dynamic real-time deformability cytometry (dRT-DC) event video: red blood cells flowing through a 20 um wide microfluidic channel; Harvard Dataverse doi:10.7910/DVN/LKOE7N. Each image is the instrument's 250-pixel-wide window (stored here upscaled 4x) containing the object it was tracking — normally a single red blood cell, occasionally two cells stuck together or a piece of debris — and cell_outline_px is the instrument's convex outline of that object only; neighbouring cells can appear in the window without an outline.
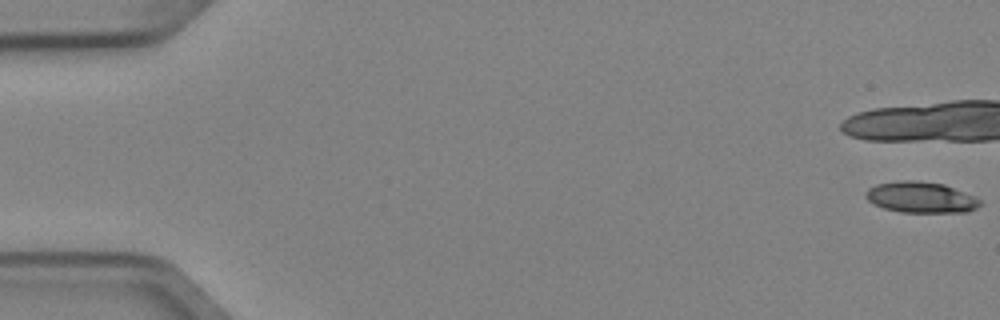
{"species": "Egyptian fruit bat (a non-hibernating species)", "species_latin": "Rousettus aegyptiacus", "temperature_condition": "cold", "stored_images_in_passage": 6, "camera_frame_rate_fps": 3000, "um_per_image_px": 0.085, "animal": {"sex": "female"}, "frame": {"image": 1, "passage_image": 1, "time_ms": 0.0, "image_size_px": [1000, 320], "cell_outline_px": [[980, 204], [976, 208], [968, 212], [900, 212], [884, 208], [872, 204], [864, 196], [864, 192], [868, 188], [876, 184], [900, 180], [916, 180], [944, 184], [972, 196], [980, 200]], "centroid_in_image_um": [78.2, 16.77], "position_along_channel_um": 6.8, "area_um2": 20.63}}
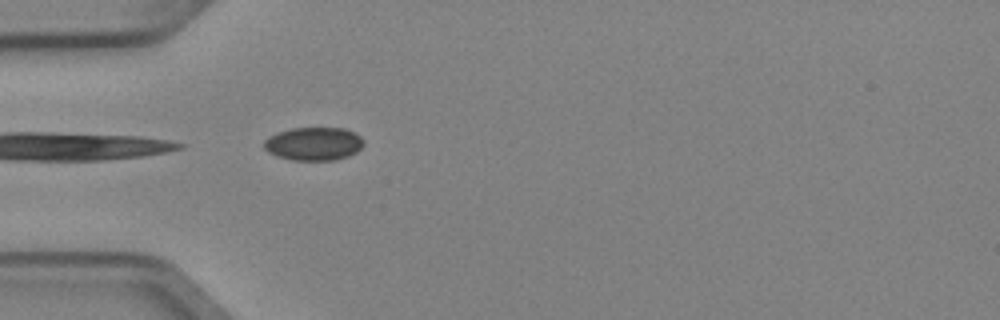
{"frame": {"image": 2, "passage_image": 6, "time_ms": 1.667, "image_size_px": [1000, 320], "cell_outline_px": [[364, 144], [356, 152], [348, 156], [336, 160], [292, 160], [276, 156], [268, 152], [264, 148], [264, 140], [268, 136], [276, 132], [292, 128], [344, 128], [360, 136], [364, 140]], "centroid_in_image_um": [26.64, 12.22], "position_along_channel_um": 58.4, "area_um2": 19.42}}